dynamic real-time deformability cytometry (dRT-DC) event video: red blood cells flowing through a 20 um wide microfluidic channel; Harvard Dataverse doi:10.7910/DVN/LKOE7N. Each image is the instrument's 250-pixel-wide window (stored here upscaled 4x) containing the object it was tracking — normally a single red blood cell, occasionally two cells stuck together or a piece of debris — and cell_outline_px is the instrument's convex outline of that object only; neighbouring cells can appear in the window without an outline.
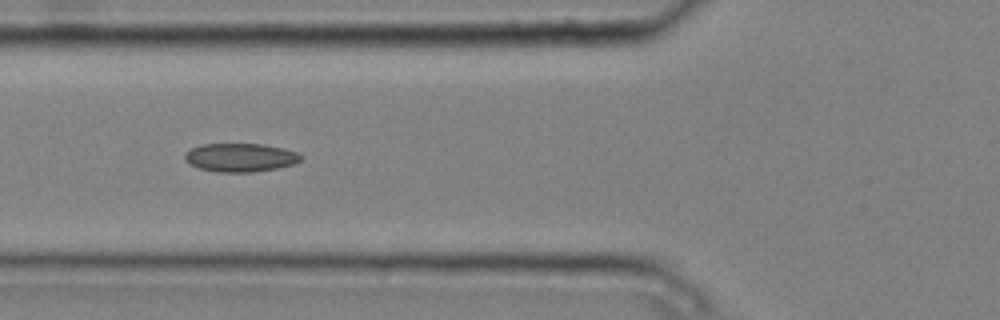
{"species": "common noctule bat (a hibernating species)", "species_latin": "Nyctalus noctula", "temperature_condition": "cold", "stored_images_in_passage": 3, "camera_frame_rate_fps": 3000, "um_per_image_px": 0.085, "animal": {"sex": "male", "body_mass_g": 20.4}, "frame": {"image": 1, "passage_image": 3, "time_ms": 0.667, "image_size_px": [1000, 320], "cell_outline_px": [[304, 156], [300, 160], [292, 164], [276, 168], [252, 172], [220, 172], [200, 168], [184, 160], [184, 152], [200, 144], [264, 144], [284, 148], [296, 152]], "centroid_in_image_um": [20.42, 13.37], "position_along_channel_um": 105.4, "area_um2": 19.19}}